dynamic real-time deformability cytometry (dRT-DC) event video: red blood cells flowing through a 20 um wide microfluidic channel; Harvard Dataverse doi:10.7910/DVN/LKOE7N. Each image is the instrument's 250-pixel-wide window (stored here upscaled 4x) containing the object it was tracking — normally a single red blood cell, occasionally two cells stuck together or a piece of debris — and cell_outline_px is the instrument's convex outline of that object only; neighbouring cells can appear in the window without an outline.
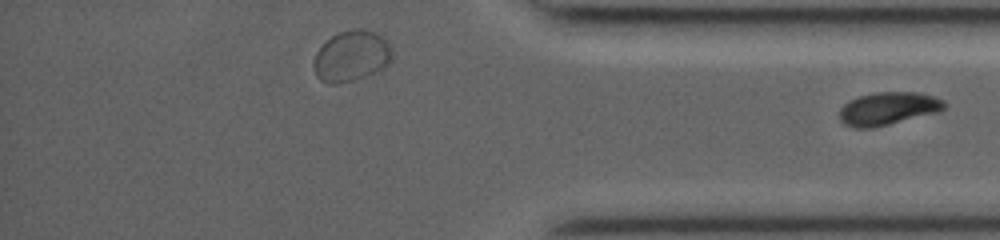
{"species": "common noctule bat (a hibernating species)", "species_latin": "Nyctalus noctula", "temperature_condition": "room temperature", "stored_images_in_passage": 29, "segment_of_instrument_passage": [2, 2], "camera_frame_rate_fps": 3000, "um_per_image_px": 0.085, "animal": {"sex": "female", "body_mass_g": 19.0, "forearm_length_mm": 53.3}, "frame": {"image": 1, "passage_image": 29, "time_ms": 9.667, "image_size_px": [1000, 240], "cell_outline_px": [[948, 104], [940, 112], [872, 128], [852, 128], [844, 124], [840, 120], [840, 108], [848, 100], [860, 96], [876, 92], [920, 92], [944, 100]], "centroid_in_image_um": [75.5, 9.23], "position_along_channel_um": 359.7, "area_um2": 20.29}}